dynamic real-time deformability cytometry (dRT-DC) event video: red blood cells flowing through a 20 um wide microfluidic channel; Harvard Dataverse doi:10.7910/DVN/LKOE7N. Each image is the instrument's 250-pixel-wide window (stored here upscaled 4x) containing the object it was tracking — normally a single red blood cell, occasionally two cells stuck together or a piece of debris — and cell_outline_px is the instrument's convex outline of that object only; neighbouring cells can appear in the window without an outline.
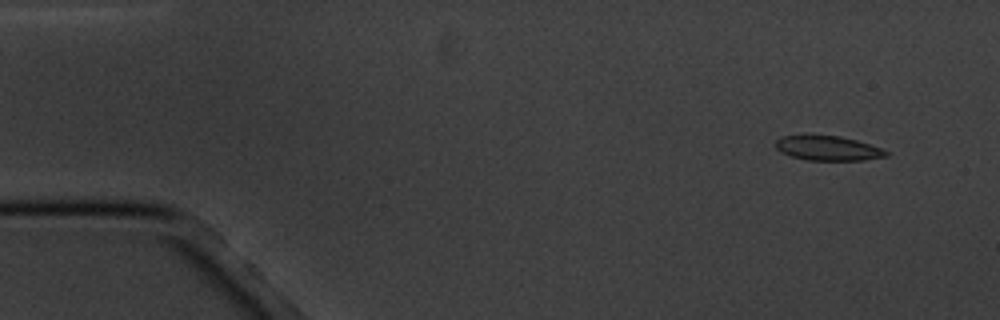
{"species": "common noctule bat (a hibernating species)", "species_latin": "Nyctalus noctula", "temperature_condition": "cold", "stored_images_in_passage": 6, "camera_frame_rate_fps": 3000, "um_per_image_px": 0.085, "animal": {"sex": "male", "body_mass_g": 20.1, "forearm_length_mm": 53.5}, "frame": {"image": 1, "passage_image": 2, "time_ms": 1.333, "image_size_px": [1000, 320], "cell_outline_px": [[888, 156], [864, 160], [808, 160], [792, 156], [780, 152], [776, 148], [776, 140], [784, 136], [840, 136], [856, 140], [880, 148], [888, 152]], "centroid_in_image_um": [70.38, 12.61], "position_along_channel_um": 14.6, "area_um2": 15.49}}
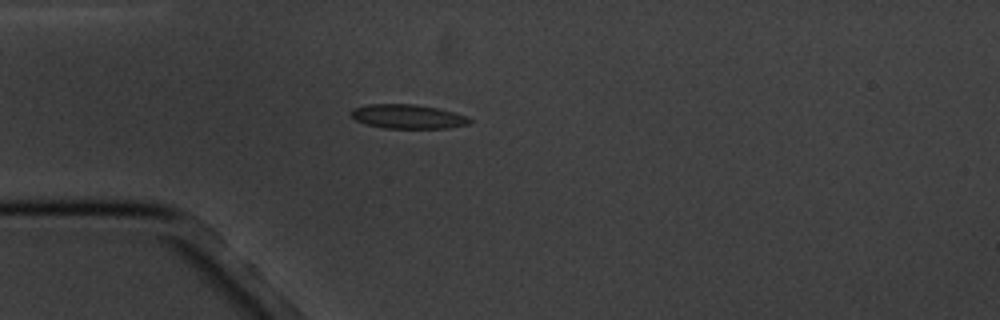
{"frame": {"image": 2, "passage_image": 5, "time_ms": 5.0, "image_size_px": [1000, 320], "cell_outline_px": [[472, 120], [468, 124], [448, 128], [384, 128], [368, 124], [356, 120], [352, 116], [352, 108], [368, 104], [416, 104], [436, 108], [468, 116]], "centroid_in_image_um": [34.68, 9.9], "position_along_channel_um": 50.3, "area_um2": 16.53}}